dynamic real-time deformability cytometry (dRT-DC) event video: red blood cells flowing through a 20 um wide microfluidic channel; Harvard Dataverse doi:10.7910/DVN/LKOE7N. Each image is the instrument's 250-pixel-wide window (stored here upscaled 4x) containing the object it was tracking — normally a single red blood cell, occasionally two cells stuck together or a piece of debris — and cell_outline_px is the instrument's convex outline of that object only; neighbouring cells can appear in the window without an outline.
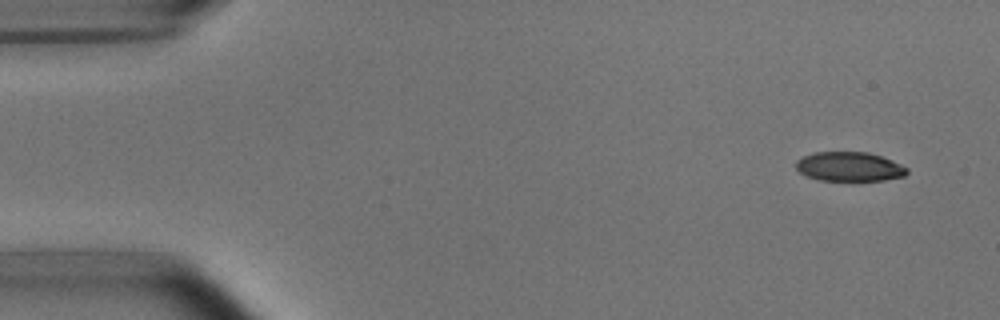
{"species": "common noctule bat (a hibernating species)", "species_latin": "Nyctalus noctula", "temperature_condition": "room temperature", "stored_images_in_passage": 6, "camera_frame_rate_fps": 3000, "um_per_image_px": 0.085, "animal": {"sex": "male", "body_mass_g": 15.6}, "frame": {"image": 1, "passage_image": 1, "time_ms": 0.0, "image_size_px": [1000, 320], "cell_outline_px": [[908, 172], [904, 176], [884, 180], [820, 180], [804, 176], [796, 168], [796, 160], [804, 156], [816, 152], [868, 152], [880, 156], [900, 164], [908, 168]], "centroid_in_image_um": [72.17, 14.16], "position_along_channel_um": 12.8, "area_um2": 18.84}}
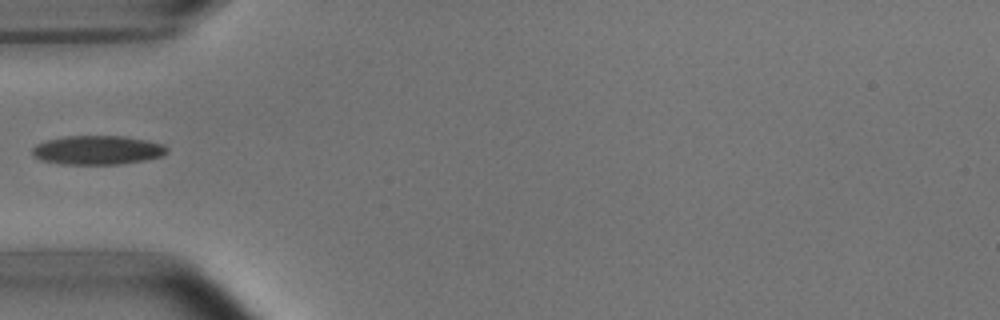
{"frame": {"image": 2, "passage_image": 5, "time_ms": 4.667, "image_size_px": [1000, 320], "cell_outline_px": [[168, 152], [164, 156], [144, 160], [120, 164], [60, 164], [40, 160], [32, 152], [32, 148], [36, 144], [44, 140], [68, 136], [124, 136], [164, 144], [168, 148]], "centroid_in_image_um": [8.3, 12.76], "position_along_channel_um": 76.7, "area_um2": 22.83}}